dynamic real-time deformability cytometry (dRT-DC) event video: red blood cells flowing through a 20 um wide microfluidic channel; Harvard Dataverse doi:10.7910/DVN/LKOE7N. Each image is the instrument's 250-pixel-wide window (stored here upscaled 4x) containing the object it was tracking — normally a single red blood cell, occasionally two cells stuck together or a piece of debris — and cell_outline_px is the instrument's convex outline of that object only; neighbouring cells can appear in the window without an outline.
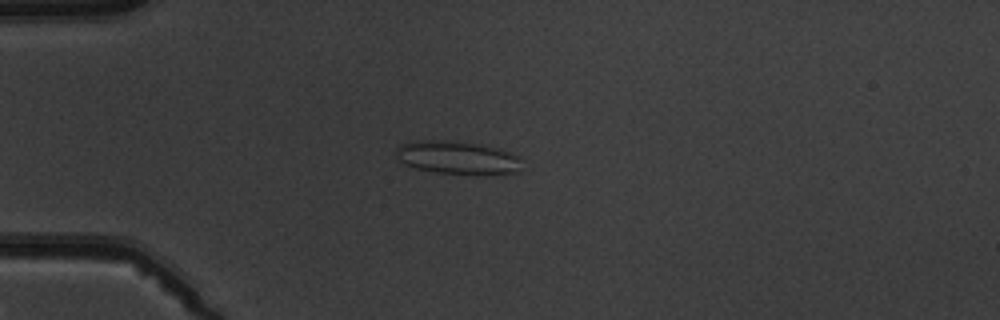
{"species": "common noctule bat (a hibernating species)", "species_latin": "Nyctalus noctula", "temperature_condition": "warm", "stored_images_in_passage": 7, "camera_frame_rate_fps": 3000, "um_per_image_px": 0.085, "animal": {"sex": "male", "body_mass_g": 19.5, "forearm_length_mm": 54.6}, "frame": {"image": 1, "passage_image": 5, "time_ms": 4.667, "image_size_px": [1000, 320], "cell_outline_px": [[524, 160], [516, 172], [504, 176], [436, 172], [416, 168], [404, 164], [396, 160], [396, 148], [400, 144], [424, 140], [444, 140], [480, 144], [500, 148], [520, 156]], "centroid_in_image_um": [38.95, 13.41], "position_along_channel_um": 46.0, "area_um2": 24.85}}
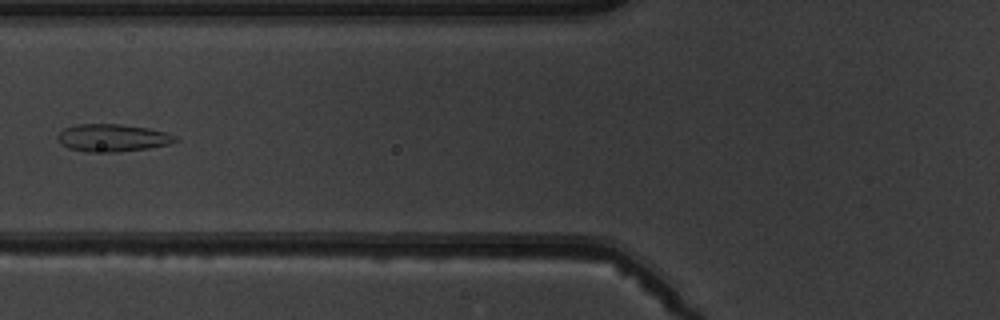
{"frame": {"image": 2, "passage_image": 7, "time_ms": 7.0, "image_size_px": [1000, 320], "cell_outline_px": [[176, 140], [168, 144], [148, 148], [116, 152], [88, 152], [68, 148], [60, 144], [56, 140], [56, 136], [64, 128], [76, 124], [120, 124], [148, 128], [164, 132], [176, 136]], "centroid_in_image_um": [9.49, 11.71], "position_along_channel_um": 116.3, "area_um2": 18.84}}